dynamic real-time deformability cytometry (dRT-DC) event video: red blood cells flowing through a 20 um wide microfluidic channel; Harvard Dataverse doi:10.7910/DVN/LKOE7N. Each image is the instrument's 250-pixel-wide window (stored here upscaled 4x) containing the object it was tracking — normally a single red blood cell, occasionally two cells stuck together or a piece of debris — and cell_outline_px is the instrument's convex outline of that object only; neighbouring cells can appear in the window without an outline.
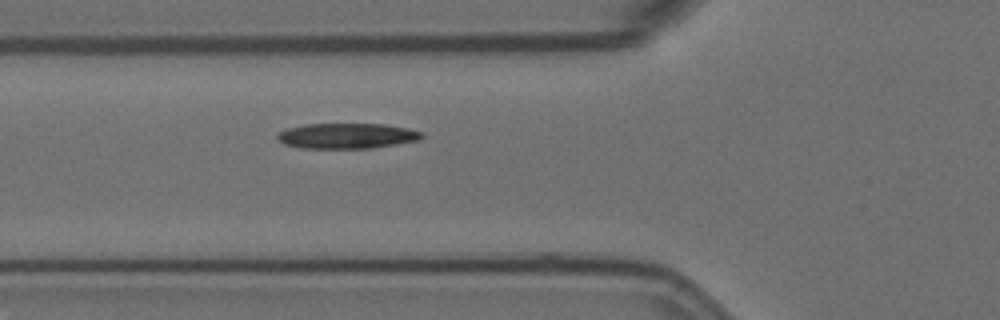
{"species": "Egyptian fruit bat (a non-hibernating species)", "species_latin": "Rousettus aegyptiacus", "temperature_condition": "room temperature", "stored_images_in_passage": 5, "camera_frame_rate_fps": 3000, "um_per_image_px": 0.085, "animal": {"sex": "female"}, "frame": {"image": 1, "passage_image": 3, "time_ms": 0.667, "image_size_px": [1000, 320], "cell_outline_px": [[424, 136], [416, 140], [372, 148], [300, 148], [284, 144], [276, 136], [280, 132], [288, 128], [308, 124], [384, 124], [408, 128], [424, 132]], "centroid_in_image_um": [29.5, 11.54], "position_along_channel_um": 96.3, "area_um2": 21.15}}